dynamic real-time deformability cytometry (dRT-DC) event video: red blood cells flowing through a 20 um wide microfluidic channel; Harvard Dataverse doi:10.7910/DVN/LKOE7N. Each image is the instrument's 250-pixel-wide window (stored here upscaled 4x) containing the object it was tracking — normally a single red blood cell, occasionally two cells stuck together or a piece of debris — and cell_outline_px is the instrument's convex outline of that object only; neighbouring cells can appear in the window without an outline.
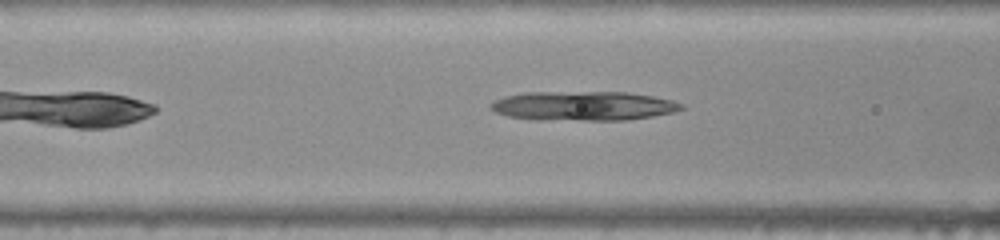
{"species": "common noctule bat (a hibernating species)", "species_latin": "Nyctalus noctula", "temperature_condition": "warm", "stored_images_in_passage": 20, "camera_frame_rate_fps": 3000, "um_per_image_px": 0.085, "animal": {"sex": "female", "body_mass_g": 22.0, "forearm_length_mm": 56.7}, "frame": {"image": 1, "passage_image": 8, "time_ms": 2.333, "image_size_px": [1000, 240], "cell_outline_px": [[684, 108], [672, 112], [652, 116], [628, 120], [536, 120], [508, 116], [496, 112], [488, 108], [488, 104], [492, 100], [524, 92], [628, 92], [652, 96], [672, 100], [684, 104]], "centroid_in_image_um": [49.54, 9.0], "position_along_channel_um": 117.1, "area_um2": 32.77}}
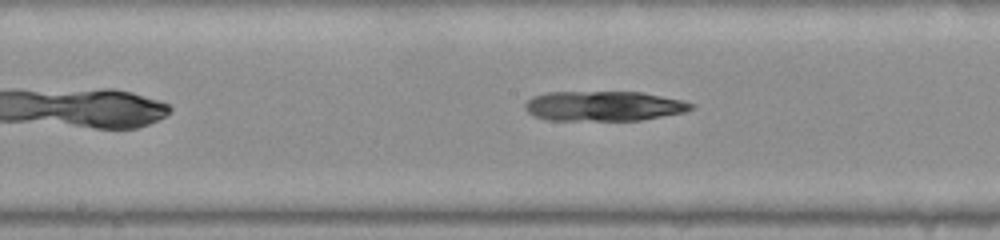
{"frame": {"image": 2, "passage_image": 14, "time_ms": 4.333, "image_size_px": [1000, 240], "cell_outline_px": [[696, 108], [684, 112], [640, 120], [548, 120], [536, 116], [528, 112], [524, 108], [524, 104], [532, 96], [548, 92], [644, 92], [680, 100], [696, 104]], "centroid_in_image_um": [51.33, 9.01], "position_along_channel_um": 196.9, "area_um2": 28.96}}
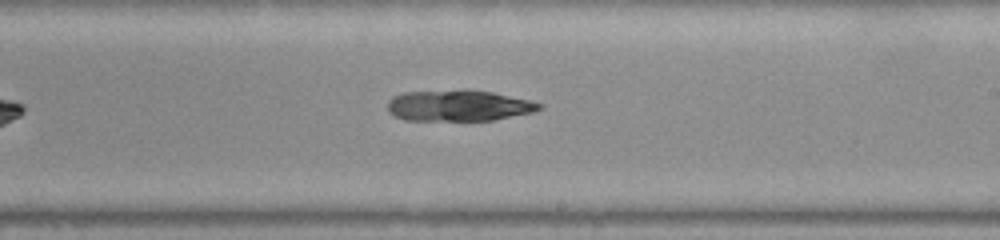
{"frame": {"image": 3, "passage_image": 18, "time_ms": 5.667, "image_size_px": [1000, 240], "cell_outline_px": [[544, 108], [532, 112], [492, 120], [404, 120], [388, 112], [388, 100], [392, 96], [404, 92], [464, 88], [468, 88], [492, 92], [528, 100], [544, 104]], "centroid_in_image_um": [38.96, 8.95], "position_along_channel_um": 250.0, "area_um2": 27.86}}